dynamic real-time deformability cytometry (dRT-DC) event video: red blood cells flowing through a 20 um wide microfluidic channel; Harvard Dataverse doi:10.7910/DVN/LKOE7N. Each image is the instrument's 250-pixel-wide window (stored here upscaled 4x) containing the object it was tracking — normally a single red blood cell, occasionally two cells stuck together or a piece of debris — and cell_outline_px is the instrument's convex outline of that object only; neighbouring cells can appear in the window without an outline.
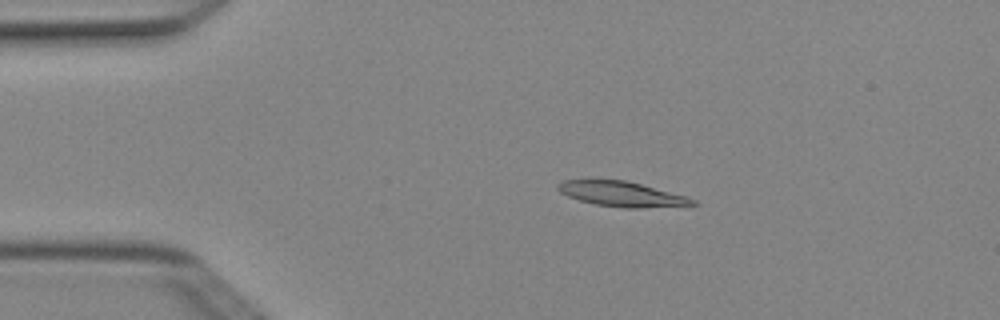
{"species": "Egyptian fruit bat (a non-hibernating species)", "species_latin": "Rousettus aegyptiacus", "temperature_condition": "cold", "stored_images_in_passage": 4, "camera_frame_rate_fps": 3000, "um_per_image_px": 0.085, "animal": {"sex": "female"}, "frame": {"image": 1, "passage_image": 3, "time_ms": 0.667, "image_size_px": [1000, 320], "cell_outline_px": [[696, 204], [640, 208], [624, 208], [596, 204], [580, 200], [568, 196], [560, 192], [556, 188], [556, 184], [564, 180], [624, 180], [688, 196], [696, 200]], "centroid_in_image_um": [52.83, 16.49], "position_along_channel_um": 32.2, "area_um2": 19.36}}
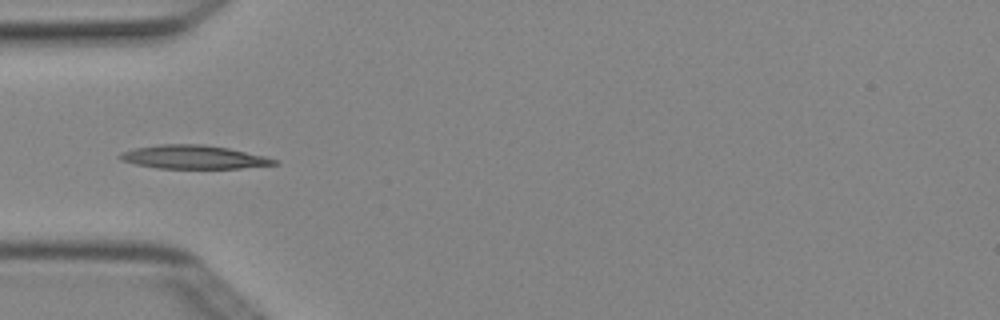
{"frame": {"image": 2, "passage_image": 4, "time_ms": 1.0, "image_size_px": [1000, 320], "cell_outline_px": [[280, 164], [240, 168], [156, 168], [136, 164], [120, 160], [116, 156], [120, 152], [136, 148], [160, 144], [204, 144], [228, 148], [264, 156], [276, 160]], "centroid_in_image_um": [16.41, 13.35], "position_along_channel_um": 68.6, "area_um2": 21.1}}